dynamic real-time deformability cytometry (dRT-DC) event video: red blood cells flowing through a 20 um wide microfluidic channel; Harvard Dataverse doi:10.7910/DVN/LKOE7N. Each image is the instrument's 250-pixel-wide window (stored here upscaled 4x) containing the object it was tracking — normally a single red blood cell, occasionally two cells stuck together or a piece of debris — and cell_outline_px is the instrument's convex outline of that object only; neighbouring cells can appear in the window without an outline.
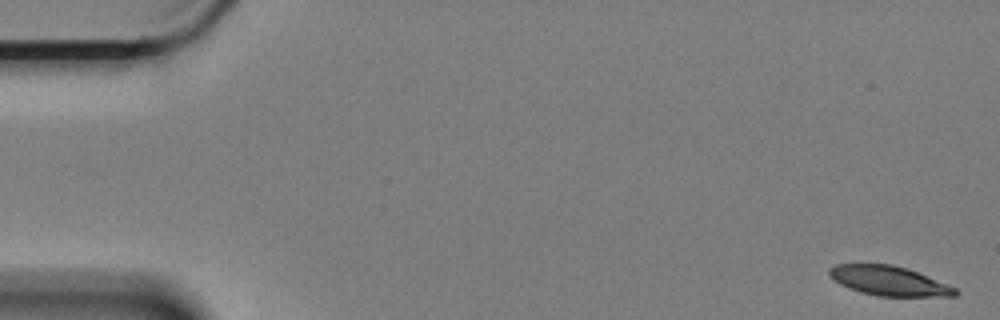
{"species": "Egyptian fruit bat (a non-hibernating species)", "species_latin": "Rousettus aegyptiacus", "temperature_condition": "cold", "stored_images_in_passage": 6, "camera_frame_rate_fps": 3000, "um_per_image_px": 0.085, "animal": {"sex": "female"}, "frame": {"image": 1, "passage_image": 1, "time_ms": 0.0, "image_size_px": [1000, 320], "cell_outline_px": [[960, 292], [956, 296], [876, 296], [860, 292], [848, 288], [832, 280], [828, 276], [828, 268], [836, 264], [892, 264], [908, 268], [956, 288]], "centroid_in_image_um": [75.52, 23.87], "position_along_channel_um": 9.5, "area_um2": 21.85}}
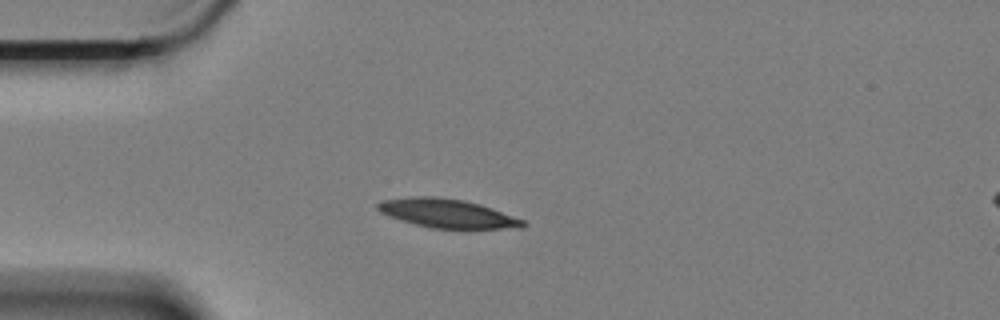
{"frame": {"image": 2, "passage_image": 5, "time_ms": 1.333, "image_size_px": [1000, 320], "cell_outline_px": [[528, 224], [524, 228], [468, 232], [464, 232], [428, 228], [400, 220], [388, 216], [380, 212], [376, 208], [376, 204], [380, 200], [408, 196], [436, 196], [464, 200], [480, 204], [492, 208], [524, 220]], "centroid_in_image_um": [38.1, 18.2], "position_along_channel_um": 46.9, "area_um2": 26.07}}